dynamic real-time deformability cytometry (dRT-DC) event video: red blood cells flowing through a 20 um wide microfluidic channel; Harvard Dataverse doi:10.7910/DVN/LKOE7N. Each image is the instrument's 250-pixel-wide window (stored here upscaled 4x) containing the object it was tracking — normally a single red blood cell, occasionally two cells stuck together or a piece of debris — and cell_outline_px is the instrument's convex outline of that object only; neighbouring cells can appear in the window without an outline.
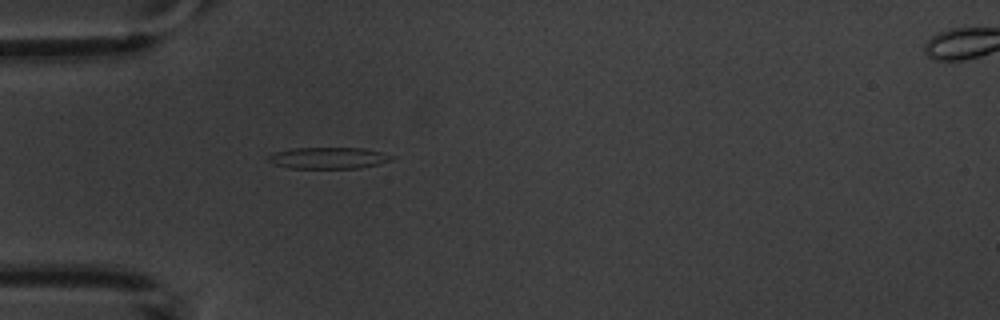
{"species": "common noctule bat (a hibernating species)", "species_latin": "Nyctalus noctula", "temperature_condition": "warm", "stored_images_in_passage": 5, "segment_of_instrument_passage": [1, 2], "camera_frame_rate_fps": 3000, "um_per_image_px": 0.085, "animal": {"sex": "male", "body_mass_g": 20.1, "forearm_length_mm": 53.5}, "frame": {"image": 1, "passage_image": 4, "time_ms": 4.667, "image_size_px": [1000, 320], "cell_outline_px": [[396, 156], [392, 160], [380, 164], [360, 168], [288, 168], [272, 164], [268, 160], [268, 156], [272, 152], [292, 148], [364, 148]], "centroid_in_image_um": [27.9, 13.43], "position_along_channel_um": 57.1, "area_um2": 15.61}}